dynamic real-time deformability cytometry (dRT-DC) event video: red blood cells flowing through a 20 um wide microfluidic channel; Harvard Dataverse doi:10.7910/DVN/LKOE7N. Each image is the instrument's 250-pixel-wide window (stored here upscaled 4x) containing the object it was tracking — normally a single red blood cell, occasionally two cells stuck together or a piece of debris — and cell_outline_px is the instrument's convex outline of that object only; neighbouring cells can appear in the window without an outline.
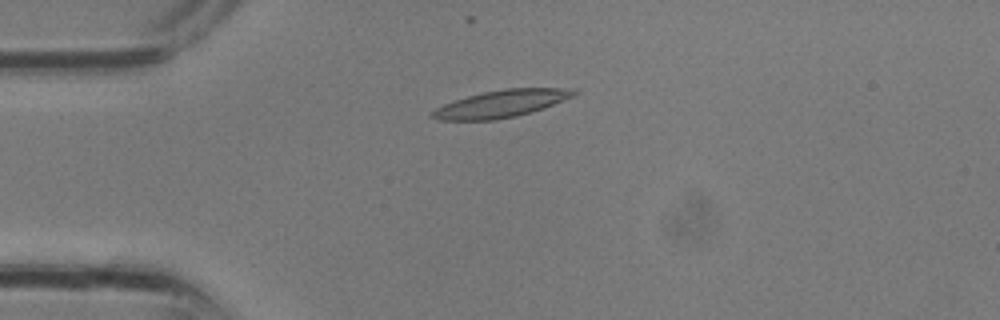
{"species": "common noctule bat (a hibernating species)", "species_latin": "Nyctalus noctula", "temperature_condition": "room temperature", "stored_images_in_passage": 22, "camera_frame_rate_fps": 3000, "um_per_image_px": 0.085, "animal": {"sex": "male", "body_mass_g": 13.3}, "frame": {"image": 1, "passage_image": 8, "time_ms": 2.333, "image_size_px": [1000, 320], "cell_outline_px": [[580, 92], [576, 96], [516, 116], [496, 120], [440, 120], [428, 116], [428, 112], [452, 100], [484, 92], [504, 88], [576, 88]], "centroid_in_image_um": [42.58, 8.81], "position_along_channel_um": 42.4, "area_um2": 22.54}}
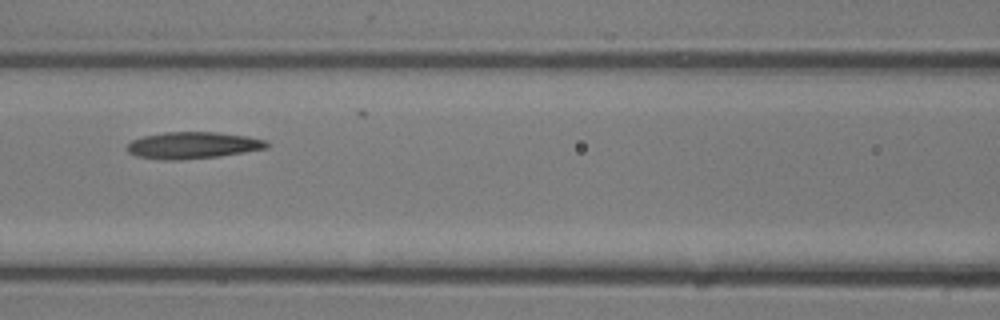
{"frame": {"image": 2, "passage_image": 14, "time_ms": 4.333, "image_size_px": [1000, 320], "cell_outline_px": [[268, 148], [220, 156], [180, 160], [160, 160], [136, 156], [128, 152], [128, 144], [132, 140], [144, 136], [164, 132], [216, 132], [248, 136], [264, 140], [268, 144]], "centroid_in_image_um": [16.38, 12.35], "position_along_channel_um": 150.2, "area_um2": 21.73}}
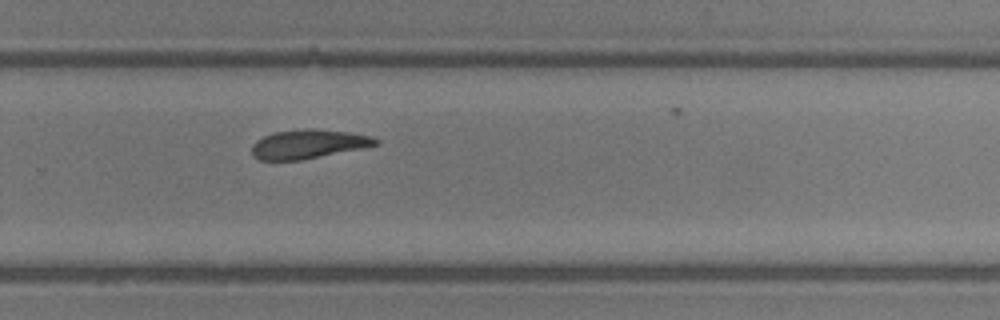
{"frame": {"image": 3, "passage_image": 21, "time_ms": 6.667, "image_size_px": [1000, 320], "cell_outline_px": [[380, 144], [364, 148], [300, 160], [260, 160], [252, 156], [252, 144], [256, 140], [272, 132], [304, 128], [312, 128], [348, 132], [372, 136], [380, 140]], "centroid_in_image_um": [26.21, 12.24], "position_along_channel_um": 303.6, "area_um2": 21.15}}